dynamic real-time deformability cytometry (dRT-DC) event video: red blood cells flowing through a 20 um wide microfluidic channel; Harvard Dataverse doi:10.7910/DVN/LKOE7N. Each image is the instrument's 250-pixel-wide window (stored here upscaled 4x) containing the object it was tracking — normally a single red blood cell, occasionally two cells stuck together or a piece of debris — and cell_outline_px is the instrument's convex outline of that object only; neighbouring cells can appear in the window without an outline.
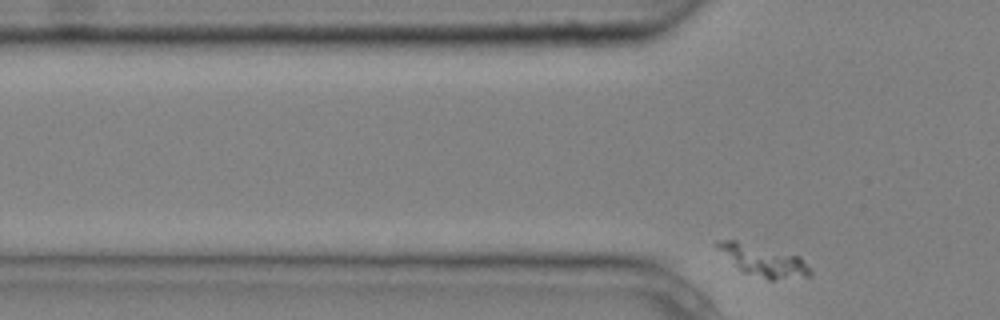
{"species": "common noctule bat (a hibernating species)", "species_latin": "Nyctalus noctula", "temperature_condition": "cold", "stored_images_in_passage": 6, "segment_of_instrument_passage": [2, 2], "camera_frame_rate_fps": 3000, "um_per_image_px": 0.085, "animal": {"sex": "male", "body_mass_g": 20.4}, "frame": {"image": 1, "passage_image": 6, "time_ms": 1.667, "image_size_px": [1000, 320], "cell_outline_px": [[812, 276], [776, 280], [768, 280], [744, 272], [716, 248], [712, 244], [716, 240], [736, 240], [800, 256], [812, 272]], "centroid_in_image_um": [64.89, 22.15], "position_along_channel_um": 60.9, "area_um2": 16.82}}